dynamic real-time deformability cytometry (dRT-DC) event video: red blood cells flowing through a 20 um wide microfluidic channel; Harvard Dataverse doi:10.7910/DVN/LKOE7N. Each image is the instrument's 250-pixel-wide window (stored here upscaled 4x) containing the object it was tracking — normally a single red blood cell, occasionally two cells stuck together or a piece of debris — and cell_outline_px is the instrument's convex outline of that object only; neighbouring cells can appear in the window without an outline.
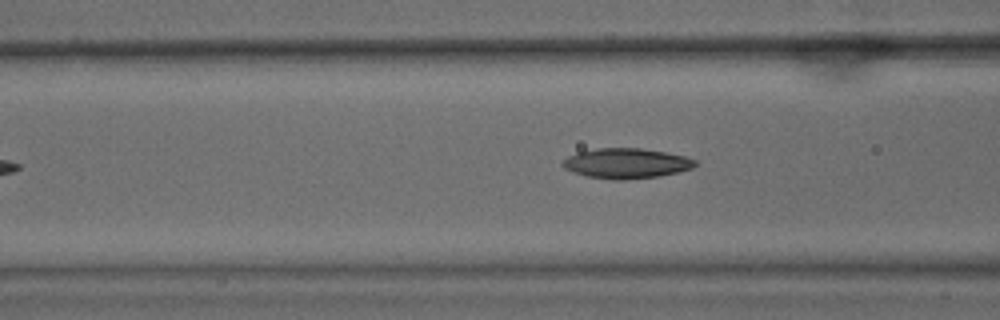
{"species": "common noctule bat (a hibernating species)", "species_latin": "Nyctalus noctula", "temperature_condition": "warm", "stored_images_in_passage": 7, "camera_frame_rate_fps": 3000, "um_per_image_px": 0.085, "animal": {"sex": "male", "body_mass_g": 15.6}, "frame": {"image": 1, "passage_image": 5, "time_ms": 1.333, "image_size_px": [1000, 320], "cell_outline_px": [[696, 164], [692, 168], [676, 172], [656, 176], [620, 180], [612, 180], [588, 176], [572, 172], [564, 168], [560, 164], [568, 156], [580, 152], [596, 148], [640, 148], [664, 152], [684, 156], [696, 160]], "centroid_in_image_um": [53.2, 13.88], "position_along_channel_um": 113.4, "area_um2": 22.95}}